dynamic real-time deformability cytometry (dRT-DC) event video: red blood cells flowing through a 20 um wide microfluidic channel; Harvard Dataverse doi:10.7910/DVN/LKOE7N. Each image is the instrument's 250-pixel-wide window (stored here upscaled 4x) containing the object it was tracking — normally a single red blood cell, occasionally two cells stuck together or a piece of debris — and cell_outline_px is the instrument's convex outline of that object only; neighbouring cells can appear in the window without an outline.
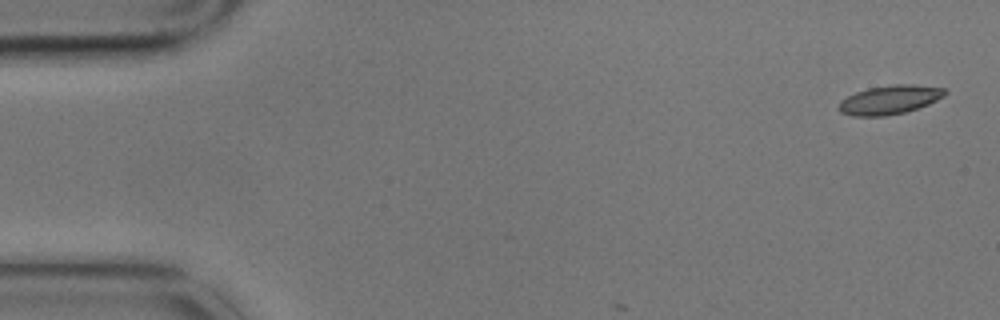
{"species": "common noctule bat (a hibernating species)", "species_latin": "Nyctalus noctula", "temperature_condition": "cold", "stored_images_in_passage": 10, "camera_frame_rate_fps": 3000, "um_per_image_px": 0.085, "animal": {"sex": "male", "body_mass_g": 17.9}, "frame": {"image": 1, "passage_image": 1, "time_ms": 0.0, "image_size_px": [1000, 320], "cell_outline_px": [[948, 92], [944, 96], [928, 104], [904, 112], [884, 116], [852, 116], [840, 112], [836, 108], [840, 100], [856, 92], [868, 88], [896, 84], [912, 84], [944, 88]], "centroid_in_image_um": [75.58, 8.48], "position_along_channel_um": 9.4, "area_um2": 17.86}}
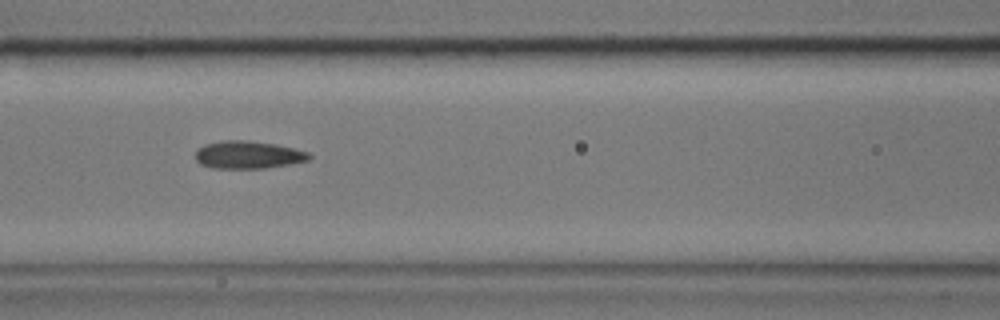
{"frame": {"image": 2, "passage_image": 7, "time_ms": 2.0, "image_size_px": [1000, 320], "cell_outline_px": [[312, 156], [308, 160], [288, 164], [264, 168], [212, 168], [200, 164], [196, 160], [196, 152], [204, 144], [224, 140], [248, 140], [276, 144], [308, 152]], "centroid_in_image_um": [21.07, 13.15], "position_along_channel_um": 145.5, "area_um2": 18.21}}
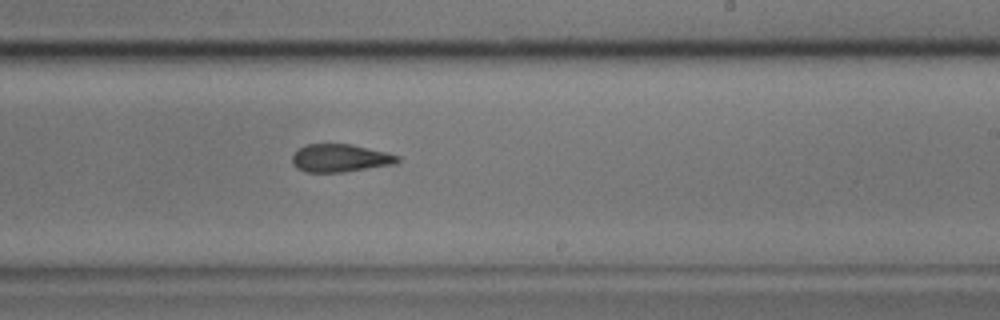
{"frame": {"image": 3, "passage_image": 10, "time_ms": 3.0, "image_size_px": [1000, 320], "cell_outline_px": [[400, 160], [396, 164], [344, 172], [304, 172], [296, 168], [292, 164], [292, 156], [300, 148], [308, 144], [352, 144], [388, 152], [400, 156]], "centroid_in_image_um": [28.95, 13.44], "position_along_channel_um": 260.1, "area_um2": 17.28}}